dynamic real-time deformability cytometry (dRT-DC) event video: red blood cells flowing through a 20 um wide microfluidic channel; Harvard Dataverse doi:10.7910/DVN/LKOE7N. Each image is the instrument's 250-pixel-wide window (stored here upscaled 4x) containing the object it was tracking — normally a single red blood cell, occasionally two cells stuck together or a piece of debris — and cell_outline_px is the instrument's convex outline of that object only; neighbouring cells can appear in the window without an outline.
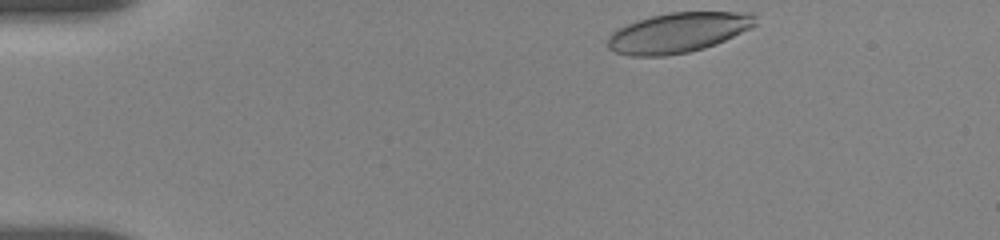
{"species": "human", "species_latin": "Homo sapiens", "temperature_condition": "room temperature", "stored_images_in_passage": 17, "camera_frame_rate_fps": 3000, "um_per_image_px": 0.085, "donor": {"sex": "female"}, "frame": {"image": 1, "passage_image": 1, "time_ms": 0.0, "image_size_px": [1000, 240], "cell_outline_px": [[756, 24], [752, 28], [716, 44], [704, 48], [688, 52], [664, 56], [628, 56], [616, 52], [608, 48], [608, 36], [612, 32], [636, 20], [668, 12], [756, 12]], "centroid_in_image_um": [57.67, 2.77], "position_along_channel_um": 27.3, "area_um2": 34.56}}
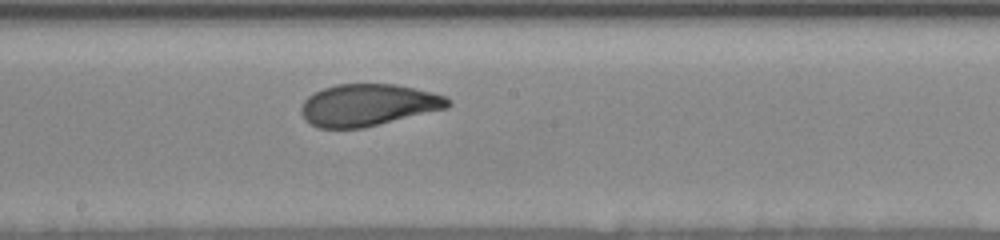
{"frame": {"image": 2, "passage_image": 9, "time_ms": 7.333, "image_size_px": [1000, 240], "cell_outline_px": [[452, 104], [448, 108], [364, 128], [316, 128], [304, 120], [300, 112], [300, 108], [304, 100], [308, 96], [324, 88], [336, 84], [396, 84], [432, 92], [444, 96], [452, 100]], "centroid_in_image_um": [31.29, 8.93], "position_along_channel_um": 216.9, "area_um2": 36.13}}
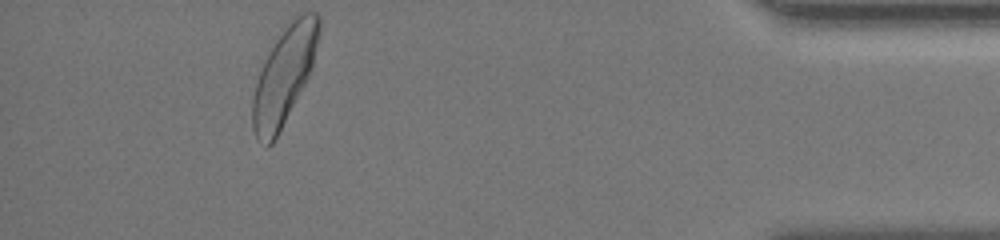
{"frame": {"image": 3, "passage_image": 17, "time_ms": 14.0, "image_size_px": [1000, 240], "cell_outline_px": [[320, 28], [312, 68], [304, 84], [272, 144], [268, 148], [256, 136], [252, 128], [252, 100], [260, 60], [284, 24], [296, 12], [316, 12], [320, 16]], "centroid_in_image_um": [24.11, 6.29], "position_along_channel_um": 411.1, "area_um2": 38.26}, "authors_computed_cell_mechanics": {"area_um2": 36.2984, "velocity_mm_per_s": 3.6356, "shape_relaxation_time_tau1_ms": 4.1835, "shape_relaxation_time_tau2_ms": 0.807, "deformation_change_tau1": 0.1352, "deformation_change_tau2": 0.0573}}